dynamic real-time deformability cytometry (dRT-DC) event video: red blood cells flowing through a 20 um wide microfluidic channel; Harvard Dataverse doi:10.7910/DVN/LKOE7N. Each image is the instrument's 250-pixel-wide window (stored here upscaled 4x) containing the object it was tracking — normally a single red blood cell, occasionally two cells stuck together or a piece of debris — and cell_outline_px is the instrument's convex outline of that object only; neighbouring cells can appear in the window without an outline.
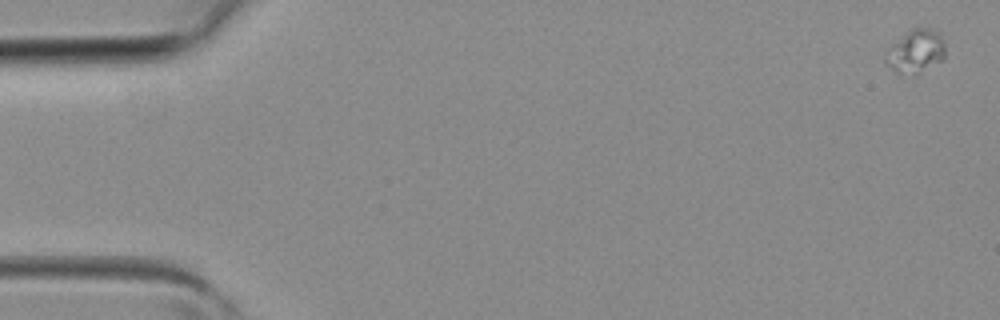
{"species": "common noctule bat (a hibernating species)", "species_latin": "Nyctalus noctula", "temperature_condition": "room temperature", "stored_images_in_passage": 5, "camera_frame_rate_fps": 3000, "um_per_image_px": 0.085, "animal": {"sex": "female", "body_mass_g": 19.3, "forearm_length_mm": 54.1}, "frame": {"image": 1, "passage_image": 1, "time_ms": 0.0, "image_size_px": [1000, 320], "cell_outline_px": [[944, 60], [916, 76], [912, 76], [896, 72], [884, 60], [884, 52], [892, 44], [912, 28], [932, 28], [940, 36], [944, 44]], "centroid_in_image_um": [77.83, 4.4], "position_along_channel_um": 7.2, "area_um2": 15.2}}
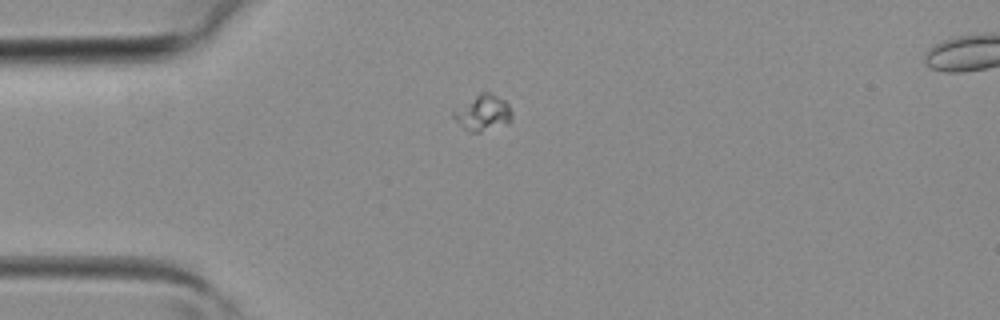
{"frame": {"image": 2, "passage_image": 4, "time_ms": 1.0, "image_size_px": [1000, 320], "cell_outline_px": [[512, 120], [480, 132], [472, 132], [464, 128], [452, 116], [452, 112], [480, 92], [488, 92], [504, 100], [508, 104], [512, 112]], "centroid_in_image_um": [41.05, 9.58], "position_along_channel_um": 44.0, "area_um2": 11.73}}